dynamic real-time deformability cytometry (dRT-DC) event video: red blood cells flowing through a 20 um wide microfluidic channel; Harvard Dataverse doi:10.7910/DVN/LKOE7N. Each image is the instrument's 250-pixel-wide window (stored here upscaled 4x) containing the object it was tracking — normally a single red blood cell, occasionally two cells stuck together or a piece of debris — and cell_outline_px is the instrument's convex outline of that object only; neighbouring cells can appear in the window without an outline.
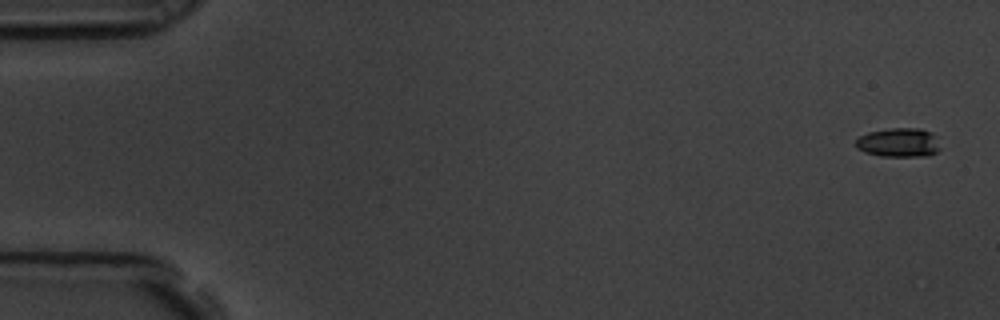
{"species": "common noctule bat (a hibernating species)", "species_latin": "Nyctalus noctula", "temperature_condition": "room temperature", "stored_images_in_passage": 5, "camera_frame_rate_fps": 3000, "um_per_image_px": 0.085, "animal": {"sex": "male", "body_mass_g": 19.5, "forearm_length_mm": 54.6}, "frame": {"image": 1, "passage_image": 1, "time_ms": 0.0, "image_size_px": [1000, 320], "cell_outline_px": [[940, 148], [936, 152], [928, 156], [880, 156], [864, 152], [856, 148], [856, 140], [860, 136], [868, 132], [892, 128], [920, 128], [932, 132], [936, 136]], "centroid_in_image_um": [76.4, 12.11], "position_along_channel_um": 8.6, "area_um2": 14.39}}
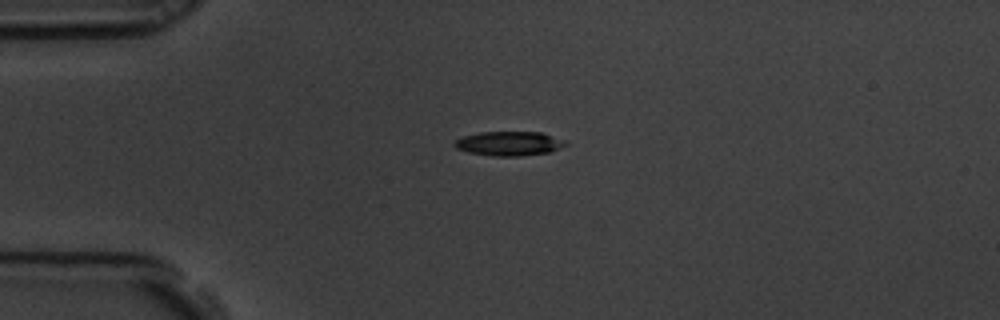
{"frame": {"image": 2, "passage_image": 4, "time_ms": 1.0, "image_size_px": [1000, 320], "cell_outline_px": [[568, 144], [552, 152], [520, 156], [492, 156], [468, 152], [456, 148], [452, 144], [456, 140], [464, 136], [480, 132], [540, 132], [564, 140]], "centroid_in_image_um": [43.28, 12.21], "position_along_channel_um": 41.7, "area_um2": 15.72}}